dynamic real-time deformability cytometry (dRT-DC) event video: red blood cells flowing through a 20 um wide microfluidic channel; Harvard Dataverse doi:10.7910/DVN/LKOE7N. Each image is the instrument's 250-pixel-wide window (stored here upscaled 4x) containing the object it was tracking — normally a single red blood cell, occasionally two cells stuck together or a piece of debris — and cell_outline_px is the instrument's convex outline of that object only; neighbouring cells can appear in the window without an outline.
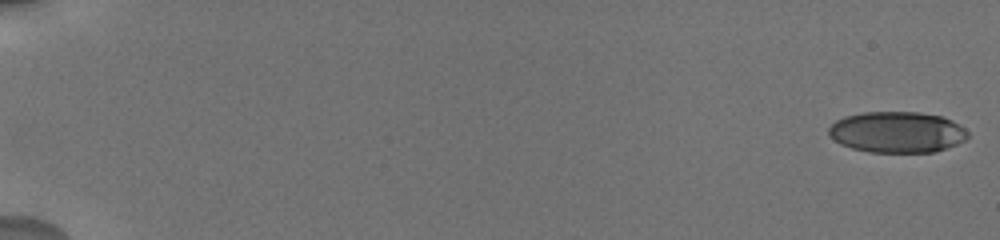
{"species": "human", "species_latin": "Homo sapiens", "temperature_condition": "cold", "stored_images_in_passage": 42, "camera_frame_rate_fps": 3000, "um_per_image_px": 0.085, "donor": {"sex": "male"}, "frame": {"image": 1, "passage_image": 1, "time_ms": 0.0, "image_size_px": [1000, 240], "cell_outline_px": [[968, 136], [964, 140], [956, 144], [932, 152], [868, 152], [852, 148], [840, 144], [828, 132], [828, 128], [836, 120], [844, 116], [864, 112], [920, 112], [940, 116], [952, 120], [964, 128], [968, 132]], "centroid_in_image_um": [76.24, 11.22], "position_along_channel_um": 8.8, "area_um2": 33.12}}
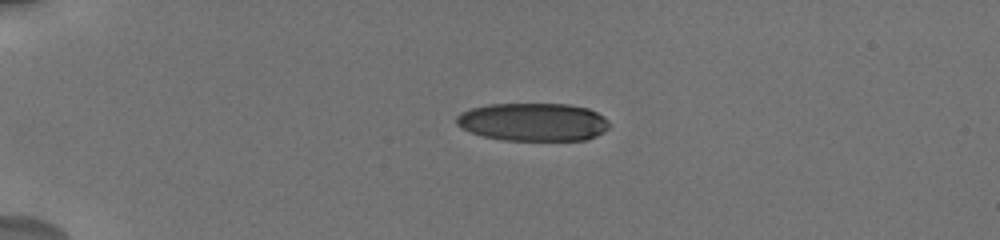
{"frame": {"image": 2, "passage_image": 31, "time_ms": 4.667, "image_size_px": [1000, 240], "cell_outline_px": [[608, 128], [596, 136], [584, 140], [504, 140], [484, 136], [472, 132], [456, 124], [456, 116], [460, 112], [472, 108], [488, 104], [568, 104], [588, 108], [596, 112], [608, 120]], "centroid_in_image_um": [45.31, 10.36], "position_along_channel_um": 39.7, "area_um2": 33.76}}